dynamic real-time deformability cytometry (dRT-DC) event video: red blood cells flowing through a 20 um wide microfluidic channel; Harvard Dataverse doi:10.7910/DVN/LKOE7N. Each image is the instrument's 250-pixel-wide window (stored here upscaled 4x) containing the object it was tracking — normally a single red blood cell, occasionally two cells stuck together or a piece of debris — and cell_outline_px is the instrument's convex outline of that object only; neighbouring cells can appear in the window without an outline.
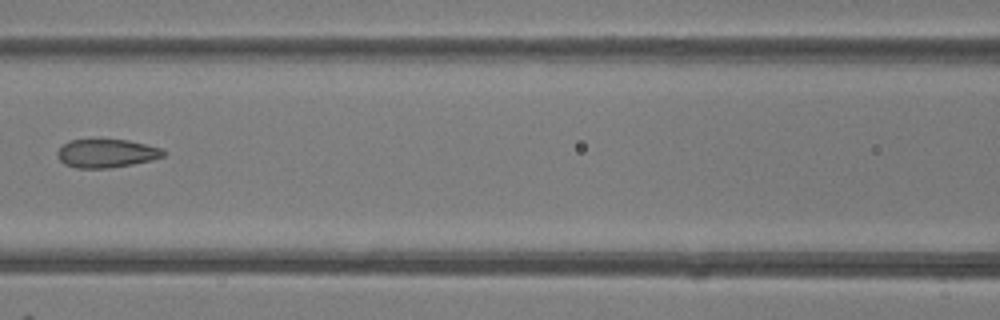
{"species": "common noctule bat (a hibernating species)", "species_latin": "Nyctalus noctula", "temperature_condition": "room temperature", "stored_images_in_passage": 7, "camera_frame_rate_fps": 3000, "um_per_image_px": 0.085, "animal": {"sex": "female"}, "frame": {"image": 1, "passage_image": 7, "time_ms": 7.0, "image_size_px": [1000, 320], "cell_outline_px": [[168, 152], [164, 156], [152, 160], [132, 164], [108, 168], [76, 168], [64, 164], [56, 156], [56, 152], [68, 140], [128, 140], [160, 148]], "centroid_in_image_um": [9.04, 13.04], "position_along_channel_um": 157.6, "area_um2": 17.51}}